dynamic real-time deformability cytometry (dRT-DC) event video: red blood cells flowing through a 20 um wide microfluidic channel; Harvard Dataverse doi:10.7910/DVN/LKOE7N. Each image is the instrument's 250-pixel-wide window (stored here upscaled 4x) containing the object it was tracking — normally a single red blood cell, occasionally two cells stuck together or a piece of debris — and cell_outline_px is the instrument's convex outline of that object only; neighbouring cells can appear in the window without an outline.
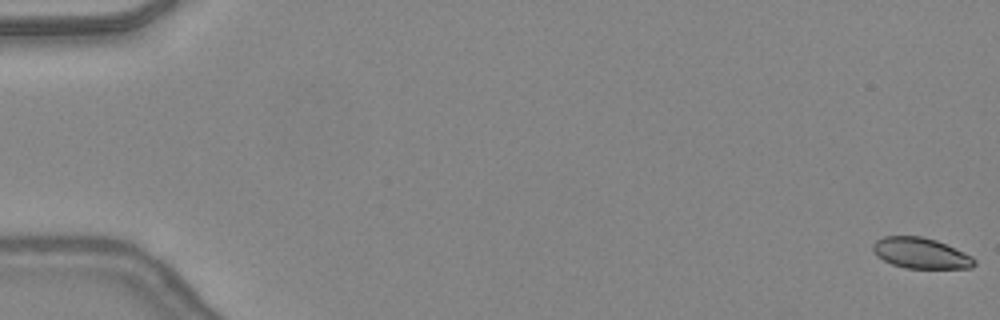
{"species": "common noctule bat (a hibernating species)", "species_latin": "Nyctalus noctula", "temperature_condition": "warm", "stored_images_in_passage": 27, "camera_frame_rate_fps": 3000, "um_per_image_px": 0.085, "animal": {"sex": "female", "body_mass_g": 24.6, "forearm_length_mm": 56.2}, "frame": {"image": 1, "passage_image": 1, "time_ms": 0.0, "image_size_px": [1000, 320], "cell_outline_px": [[976, 264], [972, 268], [904, 268], [892, 264], [876, 256], [872, 248], [872, 244], [876, 240], [884, 236], [924, 236], [936, 240], [972, 256], [976, 260]], "centroid_in_image_um": [78.25, 21.51], "position_along_channel_um": 6.7, "area_um2": 18.21}}
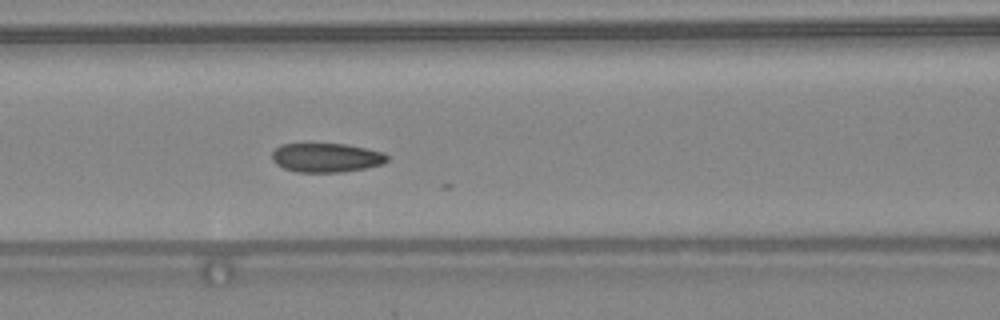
{"frame": {"image": 2, "passage_image": 22, "time_ms": 7.0, "image_size_px": [1000, 320], "cell_outline_px": [[388, 160], [384, 164], [364, 168], [340, 172], [296, 172], [284, 168], [276, 164], [272, 160], [272, 152], [280, 144], [344, 144], [384, 152], [388, 156]], "centroid_in_image_um": [27.73, 13.4], "position_along_channel_um": 138.9, "area_um2": 19.48}}
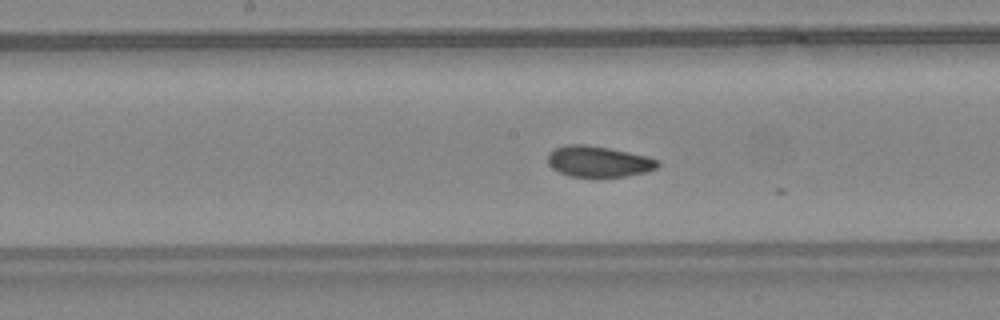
{"frame": {"image": 3, "passage_image": 26, "time_ms": 8.333, "image_size_px": [1000, 320], "cell_outline_px": [[660, 164], [656, 168], [644, 172], [624, 176], [596, 180], [568, 176], [552, 168], [548, 164], [548, 152], [556, 148], [568, 144], [584, 144], [608, 148], [648, 156], [660, 160]], "centroid_in_image_um": [50.86, 13.77], "position_along_channel_um": 197.3, "area_um2": 20.46}}